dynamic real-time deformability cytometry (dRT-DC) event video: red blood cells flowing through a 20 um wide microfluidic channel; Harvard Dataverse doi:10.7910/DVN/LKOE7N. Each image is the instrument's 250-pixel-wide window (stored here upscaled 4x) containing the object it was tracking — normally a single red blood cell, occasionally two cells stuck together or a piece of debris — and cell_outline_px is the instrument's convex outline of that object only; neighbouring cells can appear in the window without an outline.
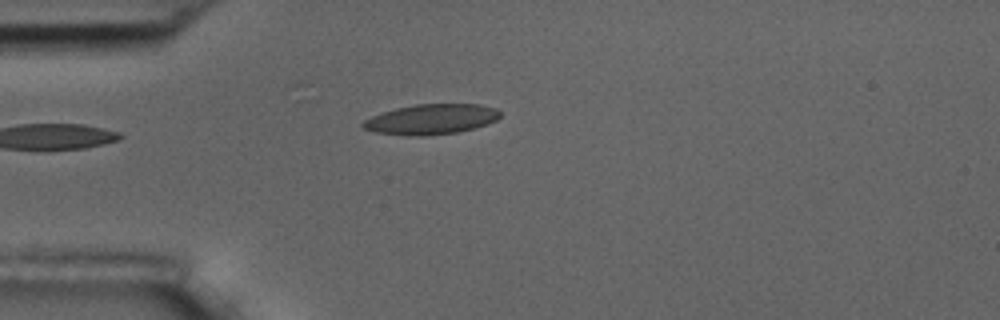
{"species": "common noctule bat (a hibernating species)", "species_latin": "Nyctalus noctula", "temperature_condition": "room temperature", "stored_images_in_passage": 6, "camera_frame_rate_fps": 3000, "um_per_image_px": 0.085, "animal": {"sex": "male", "body_mass_g": 17.5, "forearm_length_mm": 52.3}, "frame": {"image": 1, "passage_image": 2, "time_ms": 1.333, "image_size_px": [1000, 320], "cell_outline_px": [[500, 116], [496, 120], [488, 124], [456, 132], [420, 136], [408, 136], [376, 132], [364, 128], [360, 124], [364, 120], [372, 116], [396, 108], [416, 104], [480, 104], [496, 108], [500, 112]], "centroid_in_image_um": [36.66, 10.13], "position_along_channel_um": 48.3, "area_um2": 23.99}}
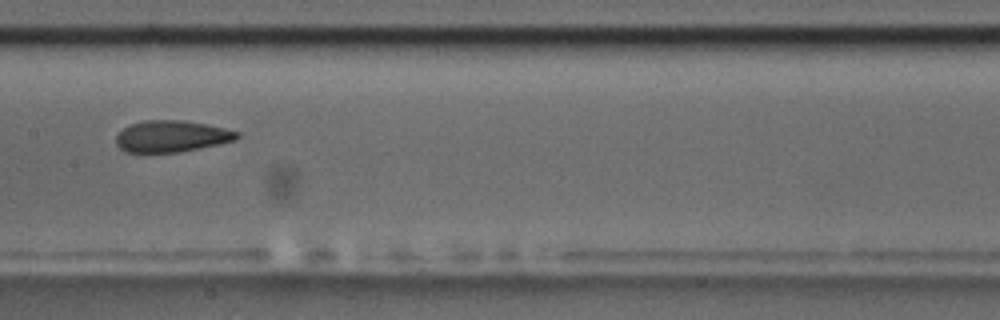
{"frame": {"image": 2, "passage_image": 6, "time_ms": 5.667, "image_size_px": [1000, 320], "cell_outline_px": [[240, 136], [236, 140], [176, 152], [124, 152], [116, 144], [116, 136], [124, 128], [132, 124], [144, 120], [184, 120], [224, 128], [240, 132]], "centroid_in_image_um": [14.57, 11.58], "position_along_channel_um": 192.8, "area_um2": 21.91}}